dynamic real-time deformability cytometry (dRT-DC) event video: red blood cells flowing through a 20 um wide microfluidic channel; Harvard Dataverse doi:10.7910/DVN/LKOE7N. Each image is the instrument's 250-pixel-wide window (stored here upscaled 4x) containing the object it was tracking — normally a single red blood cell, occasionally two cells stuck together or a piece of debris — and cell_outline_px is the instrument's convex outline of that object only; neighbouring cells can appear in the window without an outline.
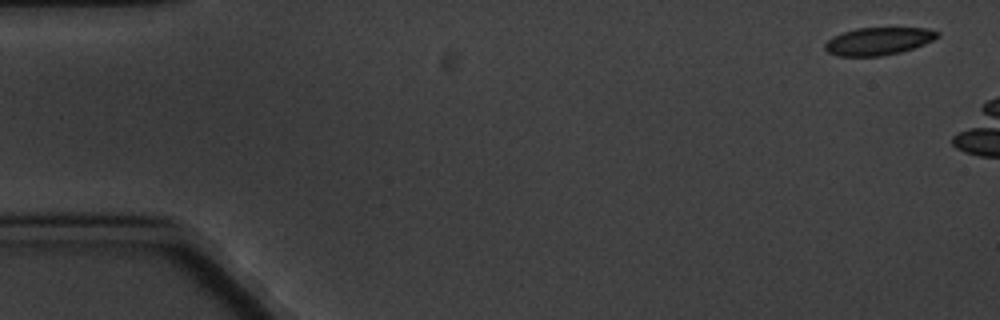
{"species": "common noctule bat (a hibernating species)", "species_latin": "Nyctalus noctula", "temperature_condition": "cold", "stored_images_in_passage": 3, "camera_frame_rate_fps": 3000, "um_per_image_px": 0.085, "animal": {"sex": "male", "body_mass_g": 20.1, "forearm_length_mm": 53.5}, "frame": {"image": 1, "passage_image": 1, "time_ms": 0.0, "image_size_px": [1000, 320], "cell_outline_px": [[940, 36], [924, 44], [900, 52], [880, 56], [836, 56], [828, 52], [824, 48], [824, 44], [832, 36], [856, 28], [928, 28], [940, 32]], "centroid_in_image_um": [74.65, 3.5], "position_along_channel_um": 10.4, "area_um2": 18.09}}